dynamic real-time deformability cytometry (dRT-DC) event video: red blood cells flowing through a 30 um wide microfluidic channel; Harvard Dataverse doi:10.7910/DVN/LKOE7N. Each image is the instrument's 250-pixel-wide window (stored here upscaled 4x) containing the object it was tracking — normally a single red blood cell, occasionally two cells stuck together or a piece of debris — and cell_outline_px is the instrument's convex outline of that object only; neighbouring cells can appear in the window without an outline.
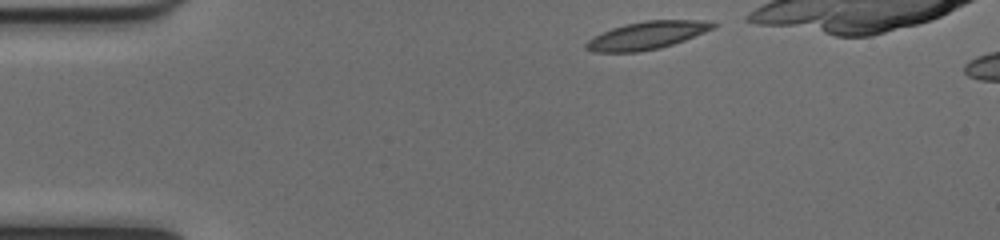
{"species": "common noctule bat (a hibernating species)", "species_latin": "Nyctalus noctula", "temperature_condition": "cold", "stored_images_in_passage": 35, "camera_frame_rate_fps": 3000, "um_per_image_px": 0.085, "animal": {"sex": "female", "body_mass_g": 17.0, "forearm_length_mm": 48.0}, "frame": {"image": 1, "passage_image": 2, "time_ms": 0.333, "image_size_px": [1000, 240], "cell_outline_px": [[716, 24], [712, 28], [704, 32], [684, 40], [660, 48], [636, 52], [592, 52], [584, 48], [584, 44], [588, 40], [612, 28], [624, 24], [644, 20], [708, 20]], "centroid_in_image_um": [54.95, 3.01], "position_along_channel_um": 30.0, "area_um2": 20.35}}
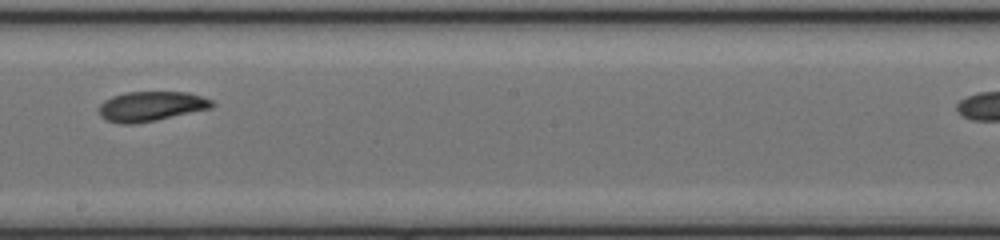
{"frame": {"image": 2, "passage_image": 22, "time_ms": 7.0, "image_size_px": [1000, 240], "cell_outline_px": [[216, 104], [212, 108], [156, 120], [132, 124], [120, 124], [104, 120], [100, 116], [100, 104], [104, 100], [112, 96], [128, 92], [188, 92], [212, 100]], "centroid_in_image_um": [12.84, 9.04], "position_along_channel_um": 235.4, "area_um2": 19.65}}
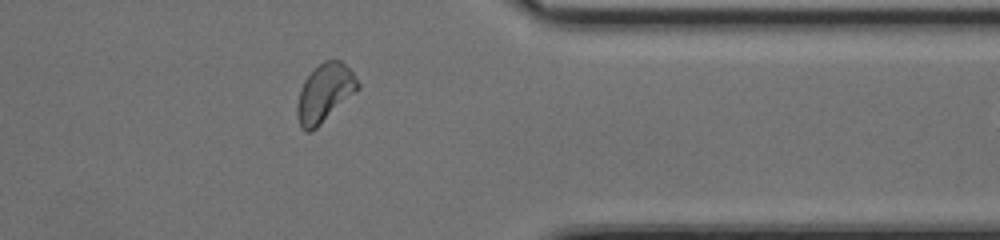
{"frame": {"image": 3, "passage_image": 34, "time_ms": 11.0, "image_size_px": [1000, 240], "cell_outline_px": [[360, 88], [356, 92], [312, 132], [304, 132], [300, 128], [296, 112], [296, 104], [304, 80], [324, 60], [340, 60], [356, 76], [360, 84]], "centroid_in_image_um": [27.59, 7.94], "position_along_channel_um": 383.8, "area_um2": 20.52}}